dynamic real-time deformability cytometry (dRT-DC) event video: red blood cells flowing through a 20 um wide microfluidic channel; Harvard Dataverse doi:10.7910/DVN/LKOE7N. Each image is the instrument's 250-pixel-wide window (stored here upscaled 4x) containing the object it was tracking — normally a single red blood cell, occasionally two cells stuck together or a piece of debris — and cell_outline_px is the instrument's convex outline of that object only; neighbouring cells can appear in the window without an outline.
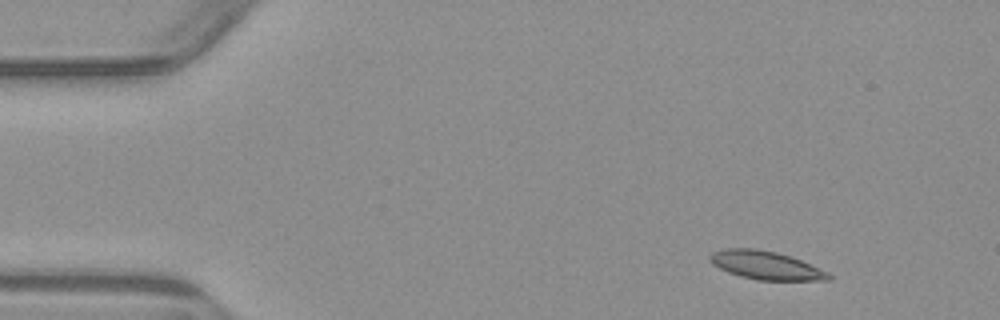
{"species": "common noctule bat (a hibernating species)", "species_latin": "Nyctalus noctula", "temperature_condition": "warm", "stored_images_in_passage": 4, "camera_frame_rate_fps": 3000, "um_per_image_px": 0.085, "animal": {"sex": "male", "body_mass_g": 23.1, "forearm_length_mm": 52.7}, "frame": {"image": 1, "passage_image": 1, "time_ms": 0.0, "image_size_px": [1000, 320], "cell_outline_px": [[832, 280], [756, 280], [740, 276], [728, 272], [712, 264], [708, 260], [708, 256], [712, 252], [720, 248], [756, 248], [776, 252], [800, 260], [828, 272], [832, 276]], "centroid_in_image_um": [65.04, 22.54], "position_along_channel_um": 20.0, "area_um2": 19.65}}
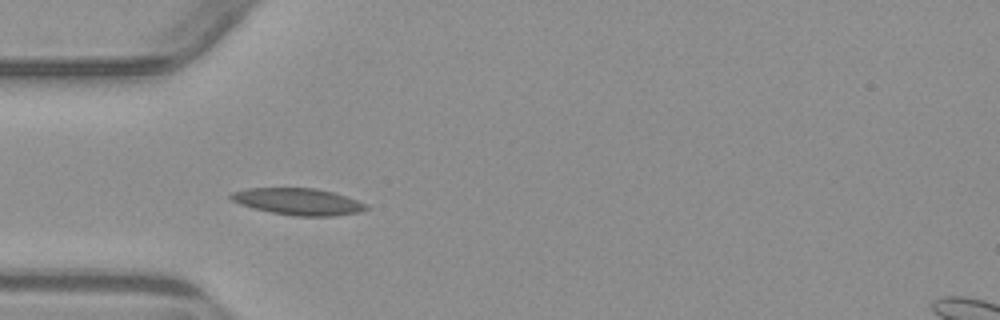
{"frame": {"image": 2, "passage_image": 3, "time_ms": 3.333, "image_size_px": [1000, 320], "cell_outline_px": [[368, 208], [360, 212], [332, 216], [296, 216], [272, 212], [252, 208], [240, 204], [232, 200], [228, 196], [232, 192], [248, 188], [316, 188], [332, 192], [368, 204]], "centroid_in_image_um": [25.33, 17.13], "position_along_channel_um": 59.7, "area_um2": 20.92}}
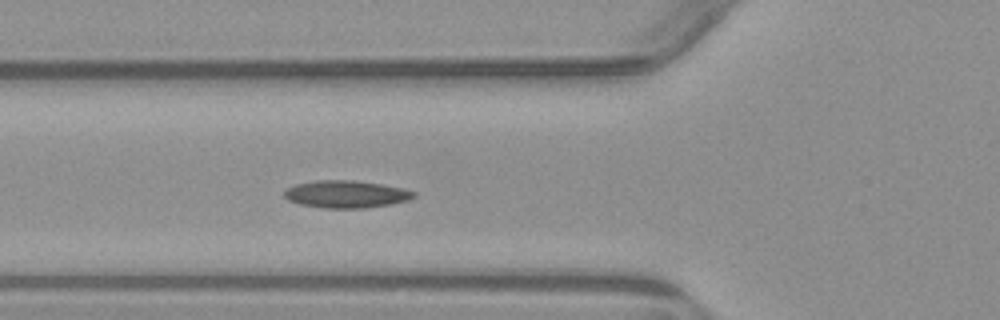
{"frame": {"image": 3, "passage_image": 4, "time_ms": 4.333, "image_size_px": [1000, 320], "cell_outline_px": [[416, 196], [408, 200], [392, 204], [364, 208], [324, 208], [300, 204], [288, 200], [284, 196], [284, 192], [288, 188], [296, 184], [316, 180], [356, 180], [404, 188], [416, 192]], "centroid_in_image_um": [29.44, 16.5], "position_along_channel_um": 96.4, "area_um2": 20.69}}